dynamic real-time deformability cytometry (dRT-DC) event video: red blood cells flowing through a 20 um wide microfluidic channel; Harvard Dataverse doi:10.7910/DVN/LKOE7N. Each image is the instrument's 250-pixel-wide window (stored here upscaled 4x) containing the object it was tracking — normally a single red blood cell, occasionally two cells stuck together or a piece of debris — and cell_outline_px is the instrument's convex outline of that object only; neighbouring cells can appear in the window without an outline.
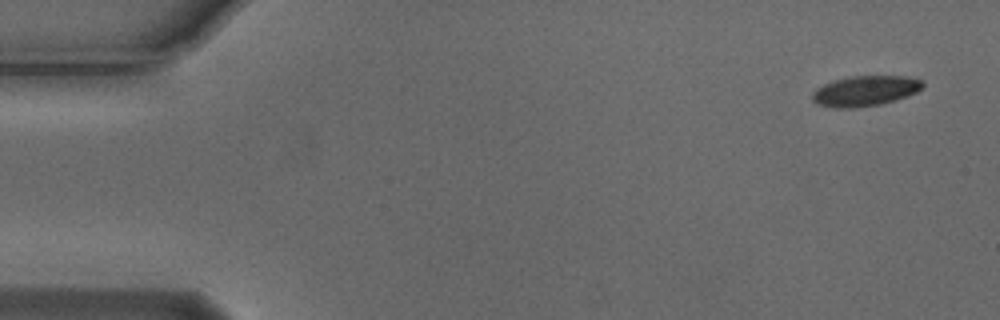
{"species": "Egyptian fruit bat (a non-hibernating species)", "species_latin": "Rousettus aegyptiacus", "temperature_condition": "cold", "stored_images_in_passage": 7, "camera_frame_rate_fps": 3000, "um_per_image_px": 0.085, "animal": {"sex": "male"}, "frame": {"image": 1, "passage_image": 1, "time_ms": 0.0, "image_size_px": [1000, 320], "cell_outline_px": [[924, 88], [908, 96], [880, 104], [852, 108], [836, 108], [816, 104], [812, 100], [812, 92], [816, 88], [824, 84], [836, 80], [852, 76], [908, 76], [924, 80]], "centroid_in_image_um": [73.56, 7.72], "position_along_channel_um": 11.4, "area_um2": 19.59}}
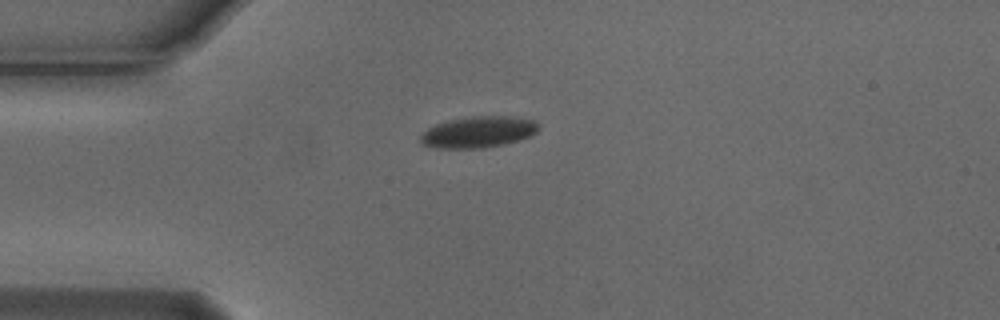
{"frame": {"image": 2, "passage_image": 4, "time_ms": 1.0, "image_size_px": [1000, 320], "cell_outline_px": [[540, 128], [536, 132], [528, 136], [504, 144], [484, 148], [436, 148], [420, 144], [420, 136], [428, 128], [436, 124], [448, 120], [476, 116], [512, 116], [536, 120], [540, 124]], "centroid_in_image_um": [40.66, 11.22], "position_along_channel_um": 44.3, "area_um2": 21.56}}
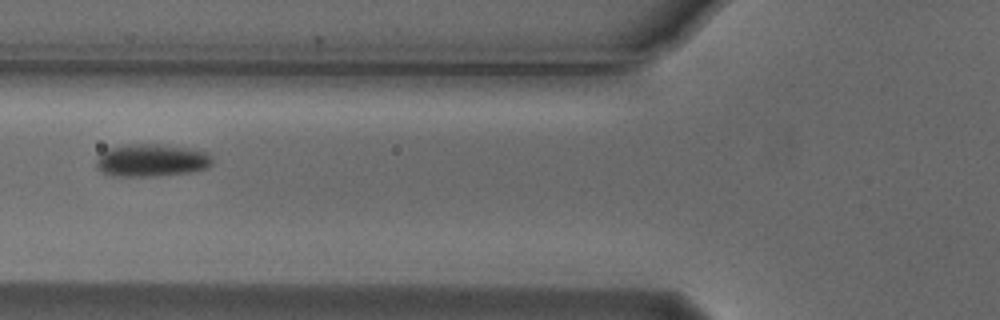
{"frame": {"image": 3, "passage_image": 6, "time_ms": 1.667, "image_size_px": [1000, 320], "cell_outline_px": [[212, 164], [208, 168], [192, 172], [152, 176], [116, 176], [104, 172], [96, 168], [96, 156], [108, 148], [128, 144], [156, 144], [188, 148], [208, 152], [212, 156]], "centroid_in_image_um": [12.88, 13.62], "position_along_channel_um": 112.9, "area_um2": 22.14}}